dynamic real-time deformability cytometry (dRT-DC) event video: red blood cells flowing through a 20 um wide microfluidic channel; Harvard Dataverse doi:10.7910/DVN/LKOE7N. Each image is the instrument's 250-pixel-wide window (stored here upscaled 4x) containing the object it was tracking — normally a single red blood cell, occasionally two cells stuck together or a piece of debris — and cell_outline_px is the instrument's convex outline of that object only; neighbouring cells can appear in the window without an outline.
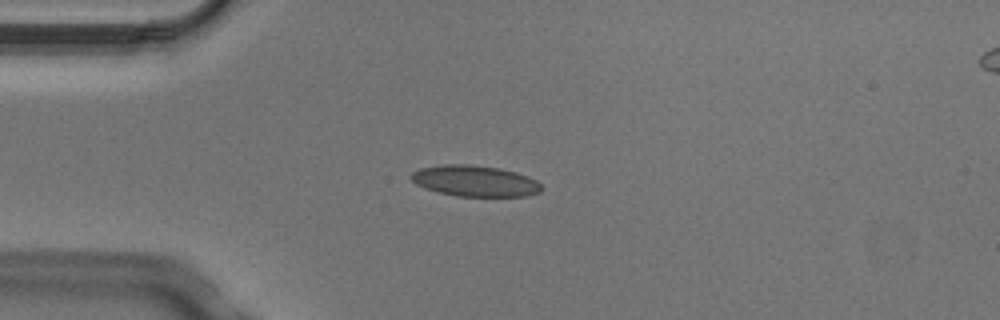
{"species": "Egyptian fruit bat (a non-hibernating species)", "species_latin": "Rousettus aegyptiacus", "temperature_condition": "cold", "stored_images_in_passage": 4, "camera_frame_rate_fps": 3000, "um_per_image_px": 0.085, "animal": {"sex": "male"}, "frame": {"image": 1, "passage_image": 3, "time_ms": 0.667, "image_size_px": [1000, 320], "cell_outline_px": [[544, 188], [540, 192], [528, 196], [456, 196], [436, 192], [416, 184], [408, 176], [412, 172], [420, 168], [444, 164], [468, 164], [500, 168], [516, 172], [536, 180]], "centroid_in_image_um": [40.36, 15.38], "position_along_channel_um": 44.6, "area_um2": 23.7}}